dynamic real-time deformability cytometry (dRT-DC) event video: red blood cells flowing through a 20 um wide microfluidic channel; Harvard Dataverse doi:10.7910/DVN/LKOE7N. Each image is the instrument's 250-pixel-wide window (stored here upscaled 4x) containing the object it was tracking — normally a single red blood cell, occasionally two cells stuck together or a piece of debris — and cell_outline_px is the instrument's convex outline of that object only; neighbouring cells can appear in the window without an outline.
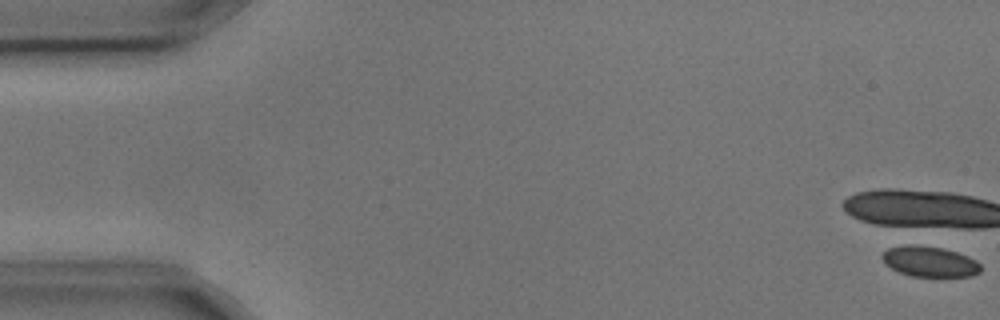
{"species": "common noctule bat (a hibernating species)", "species_latin": "Nyctalus noctula", "temperature_condition": "cold", "stored_images_in_passage": 3, "camera_frame_rate_fps": 3000, "um_per_image_px": 0.085, "animal": {"sex": "male", "body_mass_g": 17.9, "forearm_length_mm": 54.2}, "frame": {"image": 1, "passage_image": 1, "time_ms": 0.0, "image_size_px": [1000, 320], "cell_outline_px": [[980, 272], [972, 276], [912, 276], [900, 272], [892, 268], [880, 256], [888, 248], [908, 244], [912, 244], [944, 248], [968, 256], [976, 260], [980, 264]], "centroid_in_image_um": [79.04, 22.22], "position_along_channel_um": 6.0, "area_um2": 17.34}}